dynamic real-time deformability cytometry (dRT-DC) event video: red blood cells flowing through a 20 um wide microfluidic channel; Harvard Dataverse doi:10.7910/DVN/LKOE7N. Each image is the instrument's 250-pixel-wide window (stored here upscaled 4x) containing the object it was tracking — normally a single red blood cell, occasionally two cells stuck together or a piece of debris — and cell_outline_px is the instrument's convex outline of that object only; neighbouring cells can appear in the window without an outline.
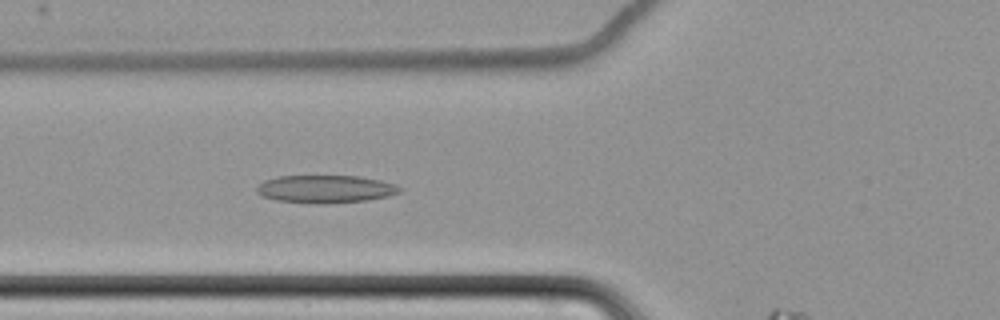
{"species": "common noctule bat (a hibernating species)", "species_latin": "Nyctalus noctula", "temperature_condition": "cold", "stored_images_in_passage": 8, "camera_frame_rate_fps": 3000, "um_per_image_px": 0.085, "animal": {"sex": "female", "body_mass_g": 22.7, "forearm_length_mm": 54.2}, "frame": {"image": 1, "passage_image": 7, "time_ms": 8.0, "image_size_px": [1000, 320], "cell_outline_px": [[404, 188], [400, 192], [388, 196], [368, 200], [328, 204], [316, 204], [276, 200], [260, 196], [256, 192], [256, 188], [264, 180], [276, 176], [356, 176], [380, 180], [396, 184]], "centroid_in_image_um": [27.66, 16.07], "position_along_channel_um": 98.1, "area_um2": 23.41}}